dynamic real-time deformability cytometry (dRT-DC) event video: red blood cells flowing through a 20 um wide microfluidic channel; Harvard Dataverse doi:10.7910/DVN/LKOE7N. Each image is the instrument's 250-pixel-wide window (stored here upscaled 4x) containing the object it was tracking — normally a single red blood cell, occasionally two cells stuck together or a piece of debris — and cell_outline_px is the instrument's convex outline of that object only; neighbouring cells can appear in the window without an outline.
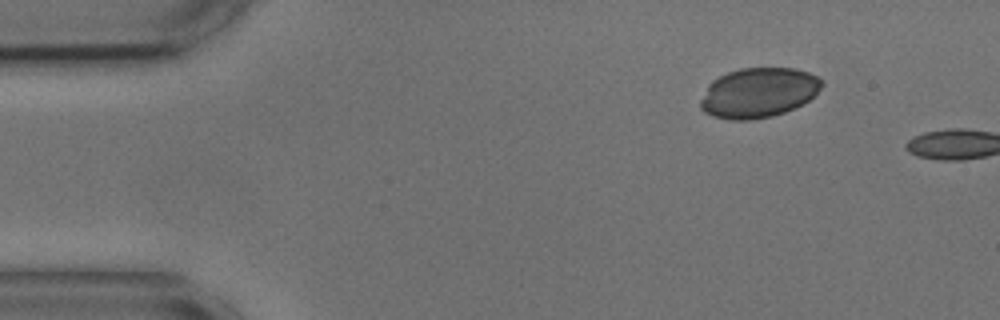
{"species": "common noctule bat (a hibernating species)", "species_latin": "Nyctalus noctula", "temperature_condition": "cold", "stored_images_in_passage": 3, "camera_frame_rate_fps": 3000, "um_per_image_px": 0.085, "animal": {"sex": "male", "body_mass_g": 17.9, "forearm_length_mm": 54.2}, "frame": {"image": 1, "passage_image": 1, "time_ms": 0.0, "image_size_px": [1000, 320], "cell_outline_px": [[824, 84], [804, 104], [784, 112], [772, 116], [748, 120], [732, 120], [712, 116], [704, 112], [700, 108], [700, 100], [708, 84], [712, 80], [728, 72], [740, 68], [792, 68], [808, 72], [816, 76]], "centroid_in_image_um": [64.44, 7.88], "position_along_channel_um": 20.6, "area_um2": 35.14}}